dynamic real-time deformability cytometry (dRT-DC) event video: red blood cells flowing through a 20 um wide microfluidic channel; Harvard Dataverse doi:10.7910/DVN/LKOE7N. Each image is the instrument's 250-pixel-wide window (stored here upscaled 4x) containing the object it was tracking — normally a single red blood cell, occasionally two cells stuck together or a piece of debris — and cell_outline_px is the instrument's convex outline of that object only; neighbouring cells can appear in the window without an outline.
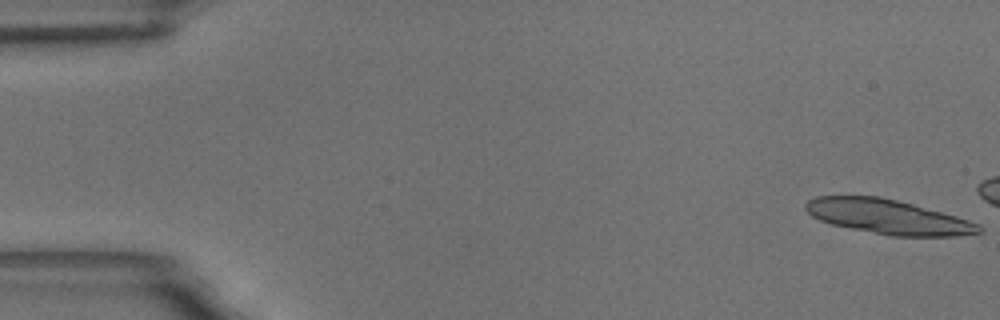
{"species": "common noctule bat (a hibernating species)", "species_latin": "Nyctalus noctula", "temperature_condition": "room temperature", "stored_images_in_passage": 5, "camera_frame_rate_fps": 3000, "um_per_image_px": 0.085, "animal": {"sex": "male", "body_mass_g": 18.8}, "frame": {"image": 1, "passage_image": 1, "time_ms": 0.0, "image_size_px": [1000, 320], "cell_outline_px": [[984, 232], [956, 236], [892, 236], [832, 224], [820, 220], [812, 216], [804, 208], [804, 204], [808, 200], [816, 196], [880, 196], [912, 204], [956, 216], [980, 224], [984, 228]], "centroid_in_image_um": [75.5, 18.43], "position_along_channel_um": 9.5, "area_um2": 34.68}}